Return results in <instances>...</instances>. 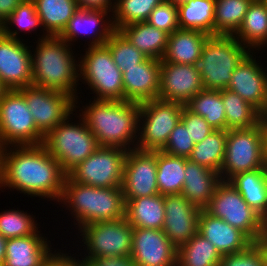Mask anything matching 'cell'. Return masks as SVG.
<instances>
[{
    "mask_svg": "<svg viewBox=\"0 0 267 266\" xmlns=\"http://www.w3.org/2000/svg\"><path fill=\"white\" fill-rule=\"evenodd\" d=\"M11 147L0 150V188L59 202L67 176L60 163L43 144Z\"/></svg>",
    "mask_w": 267,
    "mask_h": 266,
    "instance_id": "cell-1",
    "label": "cell"
},
{
    "mask_svg": "<svg viewBox=\"0 0 267 266\" xmlns=\"http://www.w3.org/2000/svg\"><path fill=\"white\" fill-rule=\"evenodd\" d=\"M36 43L31 50L32 85L68 94L75 100V109H79V57L77 61L73 46L59 36L38 38Z\"/></svg>",
    "mask_w": 267,
    "mask_h": 266,
    "instance_id": "cell-2",
    "label": "cell"
},
{
    "mask_svg": "<svg viewBox=\"0 0 267 266\" xmlns=\"http://www.w3.org/2000/svg\"><path fill=\"white\" fill-rule=\"evenodd\" d=\"M82 106L79 115L95 135L99 146L136 148L139 127V103L96 100Z\"/></svg>",
    "mask_w": 267,
    "mask_h": 266,
    "instance_id": "cell-3",
    "label": "cell"
},
{
    "mask_svg": "<svg viewBox=\"0 0 267 266\" xmlns=\"http://www.w3.org/2000/svg\"><path fill=\"white\" fill-rule=\"evenodd\" d=\"M59 205L74 218L76 229L96 222L114 221L125 217L122 186L101 188L73 182L66 176Z\"/></svg>",
    "mask_w": 267,
    "mask_h": 266,
    "instance_id": "cell-4",
    "label": "cell"
},
{
    "mask_svg": "<svg viewBox=\"0 0 267 266\" xmlns=\"http://www.w3.org/2000/svg\"><path fill=\"white\" fill-rule=\"evenodd\" d=\"M249 52L233 35H210L197 64L204 89H227L233 71Z\"/></svg>",
    "mask_w": 267,
    "mask_h": 266,
    "instance_id": "cell-5",
    "label": "cell"
},
{
    "mask_svg": "<svg viewBox=\"0 0 267 266\" xmlns=\"http://www.w3.org/2000/svg\"><path fill=\"white\" fill-rule=\"evenodd\" d=\"M74 112H77L76 109L62 123L50 130L43 140L46 150L60 163L66 174L99 147L95 135L80 115L79 122H71L73 120L70 117Z\"/></svg>",
    "mask_w": 267,
    "mask_h": 266,
    "instance_id": "cell-6",
    "label": "cell"
},
{
    "mask_svg": "<svg viewBox=\"0 0 267 266\" xmlns=\"http://www.w3.org/2000/svg\"><path fill=\"white\" fill-rule=\"evenodd\" d=\"M80 80L95 93L96 100H124L123 72L106 46H89L79 57ZM83 79V80H82Z\"/></svg>",
    "mask_w": 267,
    "mask_h": 266,
    "instance_id": "cell-7",
    "label": "cell"
},
{
    "mask_svg": "<svg viewBox=\"0 0 267 266\" xmlns=\"http://www.w3.org/2000/svg\"><path fill=\"white\" fill-rule=\"evenodd\" d=\"M261 168H267L262 121L251 128L227 130L225 156L220 171L222 181Z\"/></svg>",
    "mask_w": 267,
    "mask_h": 266,
    "instance_id": "cell-8",
    "label": "cell"
},
{
    "mask_svg": "<svg viewBox=\"0 0 267 266\" xmlns=\"http://www.w3.org/2000/svg\"><path fill=\"white\" fill-rule=\"evenodd\" d=\"M25 97L19 89L5 90L0 99V147L43 144Z\"/></svg>",
    "mask_w": 267,
    "mask_h": 266,
    "instance_id": "cell-9",
    "label": "cell"
},
{
    "mask_svg": "<svg viewBox=\"0 0 267 266\" xmlns=\"http://www.w3.org/2000/svg\"><path fill=\"white\" fill-rule=\"evenodd\" d=\"M139 127L136 149L162 150L174 127L181 120L185 105L154 99L139 104Z\"/></svg>",
    "mask_w": 267,
    "mask_h": 266,
    "instance_id": "cell-10",
    "label": "cell"
},
{
    "mask_svg": "<svg viewBox=\"0 0 267 266\" xmlns=\"http://www.w3.org/2000/svg\"><path fill=\"white\" fill-rule=\"evenodd\" d=\"M78 231L86 250L82 259L131 256L133 227L125 218L90 223Z\"/></svg>",
    "mask_w": 267,
    "mask_h": 266,
    "instance_id": "cell-11",
    "label": "cell"
},
{
    "mask_svg": "<svg viewBox=\"0 0 267 266\" xmlns=\"http://www.w3.org/2000/svg\"><path fill=\"white\" fill-rule=\"evenodd\" d=\"M127 153L128 150L121 147L99 146L67 176L73 182L94 187L122 186Z\"/></svg>",
    "mask_w": 267,
    "mask_h": 266,
    "instance_id": "cell-12",
    "label": "cell"
},
{
    "mask_svg": "<svg viewBox=\"0 0 267 266\" xmlns=\"http://www.w3.org/2000/svg\"><path fill=\"white\" fill-rule=\"evenodd\" d=\"M205 210L240 229L253 242L262 236V217L246 203L229 181H222L217 186Z\"/></svg>",
    "mask_w": 267,
    "mask_h": 266,
    "instance_id": "cell-13",
    "label": "cell"
},
{
    "mask_svg": "<svg viewBox=\"0 0 267 266\" xmlns=\"http://www.w3.org/2000/svg\"><path fill=\"white\" fill-rule=\"evenodd\" d=\"M19 90L25 97L37 129L44 136L75 110V100L66 93L33 85Z\"/></svg>",
    "mask_w": 267,
    "mask_h": 266,
    "instance_id": "cell-14",
    "label": "cell"
},
{
    "mask_svg": "<svg viewBox=\"0 0 267 266\" xmlns=\"http://www.w3.org/2000/svg\"><path fill=\"white\" fill-rule=\"evenodd\" d=\"M122 191L124 201L159 194L157 187V151L131 149L124 164Z\"/></svg>",
    "mask_w": 267,
    "mask_h": 266,
    "instance_id": "cell-15",
    "label": "cell"
},
{
    "mask_svg": "<svg viewBox=\"0 0 267 266\" xmlns=\"http://www.w3.org/2000/svg\"><path fill=\"white\" fill-rule=\"evenodd\" d=\"M24 39H14L0 32V82L6 90L32 85L31 50ZM30 47V48H29Z\"/></svg>",
    "mask_w": 267,
    "mask_h": 266,
    "instance_id": "cell-16",
    "label": "cell"
},
{
    "mask_svg": "<svg viewBox=\"0 0 267 266\" xmlns=\"http://www.w3.org/2000/svg\"><path fill=\"white\" fill-rule=\"evenodd\" d=\"M254 52L250 51L235 68L227 89L267 115V70L253 57Z\"/></svg>",
    "mask_w": 267,
    "mask_h": 266,
    "instance_id": "cell-17",
    "label": "cell"
},
{
    "mask_svg": "<svg viewBox=\"0 0 267 266\" xmlns=\"http://www.w3.org/2000/svg\"><path fill=\"white\" fill-rule=\"evenodd\" d=\"M163 232L178 250L198 232L200 208L182 194L164 196Z\"/></svg>",
    "mask_w": 267,
    "mask_h": 266,
    "instance_id": "cell-18",
    "label": "cell"
},
{
    "mask_svg": "<svg viewBox=\"0 0 267 266\" xmlns=\"http://www.w3.org/2000/svg\"><path fill=\"white\" fill-rule=\"evenodd\" d=\"M203 89L197 65L161 62L158 99L185 105Z\"/></svg>",
    "mask_w": 267,
    "mask_h": 266,
    "instance_id": "cell-19",
    "label": "cell"
},
{
    "mask_svg": "<svg viewBox=\"0 0 267 266\" xmlns=\"http://www.w3.org/2000/svg\"><path fill=\"white\" fill-rule=\"evenodd\" d=\"M130 257L137 266H177V249L163 230L133 228Z\"/></svg>",
    "mask_w": 267,
    "mask_h": 266,
    "instance_id": "cell-20",
    "label": "cell"
},
{
    "mask_svg": "<svg viewBox=\"0 0 267 266\" xmlns=\"http://www.w3.org/2000/svg\"><path fill=\"white\" fill-rule=\"evenodd\" d=\"M110 14L106 10L78 8L59 37L72 46L81 35V38L85 35V38L90 39V44L87 42L88 46H103L115 30Z\"/></svg>",
    "mask_w": 267,
    "mask_h": 266,
    "instance_id": "cell-21",
    "label": "cell"
},
{
    "mask_svg": "<svg viewBox=\"0 0 267 266\" xmlns=\"http://www.w3.org/2000/svg\"><path fill=\"white\" fill-rule=\"evenodd\" d=\"M161 60L146 58L123 71L124 100L142 103L158 99Z\"/></svg>",
    "mask_w": 267,
    "mask_h": 266,
    "instance_id": "cell-22",
    "label": "cell"
},
{
    "mask_svg": "<svg viewBox=\"0 0 267 266\" xmlns=\"http://www.w3.org/2000/svg\"><path fill=\"white\" fill-rule=\"evenodd\" d=\"M198 233L215 246L222 256L244 251L254 243L240 229L212 216L205 209L199 215Z\"/></svg>",
    "mask_w": 267,
    "mask_h": 266,
    "instance_id": "cell-23",
    "label": "cell"
},
{
    "mask_svg": "<svg viewBox=\"0 0 267 266\" xmlns=\"http://www.w3.org/2000/svg\"><path fill=\"white\" fill-rule=\"evenodd\" d=\"M45 238L37 230L32 235L7 239L2 266H42L55 253L51 241Z\"/></svg>",
    "mask_w": 267,
    "mask_h": 266,
    "instance_id": "cell-24",
    "label": "cell"
},
{
    "mask_svg": "<svg viewBox=\"0 0 267 266\" xmlns=\"http://www.w3.org/2000/svg\"><path fill=\"white\" fill-rule=\"evenodd\" d=\"M184 184L181 194L200 209H205L217 186L222 182L220 173L207 167L186 161Z\"/></svg>",
    "mask_w": 267,
    "mask_h": 266,
    "instance_id": "cell-25",
    "label": "cell"
},
{
    "mask_svg": "<svg viewBox=\"0 0 267 266\" xmlns=\"http://www.w3.org/2000/svg\"><path fill=\"white\" fill-rule=\"evenodd\" d=\"M210 35L200 30L178 29L168 37L161 62L197 65Z\"/></svg>",
    "mask_w": 267,
    "mask_h": 266,
    "instance_id": "cell-26",
    "label": "cell"
},
{
    "mask_svg": "<svg viewBox=\"0 0 267 266\" xmlns=\"http://www.w3.org/2000/svg\"><path fill=\"white\" fill-rule=\"evenodd\" d=\"M133 228L162 230L165 210L161 194L125 201V217Z\"/></svg>",
    "mask_w": 267,
    "mask_h": 266,
    "instance_id": "cell-27",
    "label": "cell"
},
{
    "mask_svg": "<svg viewBox=\"0 0 267 266\" xmlns=\"http://www.w3.org/2000/svg\"><path fill=\"white\" fill-rule=\"evenodd\" d=\"M119 31L148 58L161 60L167 48L169 34L146 21L121 27Z\"/></svg>",
    "mask_w": 267,
    "mask_h": 266,
    "instance_id": "cell-28",
    "label": "cell"
},
{
    "mask_svg": "<svg viewBox=\"0 0 267 266\" xmlns=\"http://www.w3.org/2000/svg\"><path fill=\"white\" fill-rule=\"evenodd\" d=\"M233 36L250 51L264 49L267 45V5L262 0L252 1L241 27Z\"/></svg>",
    "mask_w": 267,
    "mask_h": 266,
    "instance_id": "cell-29",
    "label": "cell"
},
{
    "mask_svg": "<svg viewBox=\"0 0 267 266\" xmlns=\"http://www.w3.org/2000/svg\"><path fill=\"white\" fill-rule=\"evenodd\" d=\"M41 20L43 35L60 36L78 10L76 0H32ZM45 33V34H44Z\"/></svg>",
    "mask_w": 267,
    "mask_h": 266,
    "instance_id": "cell-30",
    "label": "cell"
},
{
    "mask_svg": "<svg viewBox=\"0 0 267 266\" xmlns=\"http://www.w3.org/2000/svg\"><path fill=\"white\" fill-rule=\"evenodd\" d=\"M229 182L261 217L267 212V168L236 174Z\"/></svg>",
    "mask_w": 267,
    "mask_h": 266,
    "instance_id": "cell-31",
    "label": "cell"
},
{
    "mask_svg": "<svg viewBox=\"0 0 267 266\" xmlns=\"http://www.w3.org/2000/svg\"><path fill=\"white\" fill-rule=\"evenodd\" d=\"M226 116V130L247 129L258 125L263 114L229 89L221 90Z\"/></svg>",
    "mask_w": 267,
    "mask_h": 266,
    "instance_id": "cell-32",
    "label": "cell"
},
{
    "mask_svg": "<svg viewBox=\"0 0 267 266\" xmlns=\"http://www.w3.org/2000/svg\"><path fill=\"white\" fill-rule=\"evenodd\" d=\"M187 158L157 151V187L159 194H181Z\"/></svg>",
    "mask_w": 267,
    "mask_h": 266,
    "instance_id": "cell-33",
    "label": "cell"
},
{
    "mask_svg": "<svg viewBox=\"0 0 267 266\" xmlns=\"http://www.w3.org/2000/svg\"><path fill=\"white\" fill-rule=\"evenodd\" d=\"M180 29L214 35L215 0H190L177 6Z\"/></svg>",
    "mask_w": 267,
    "mask_h": 266,
    "instance_id": "cell-34",
    "label": "cell"
},
{
    "mask_svg": "<svg viewBox=\"0 0 267 266\" xmlns=\"http://www.w3.org/2000/svg\"><path fill=\"white\" fill-rule=\"evenodd\" d=\"M226 142L227 130H213L205 139L194 145L188 159L220 173L225 156Z\"/></svg>",
    "mask_w": 267,
    "mask_h": 266,
    "instance_id": "cell-35",
    "label": "cell"
},
{
    "mask_svg": "<svg viewBox=\"0 0 267 266\" xmlns=\"http://www.w3.org/2000/svg\"><path fill=\"white\" fill-rule=\"evenodd\" d=\"M185 107L192 113L202 116L215 130H226L221 90L203 89L191 98Z\"/></svg>",
    "mask_w": 267,
    "mask_h": 266,
    "instance_id": "cell-36",
    "label": "cell"
},
{
    "mask_svg": "<svg viewBox=\"0 0 267 266\" xmlns=\"http://www.w3.org/2000/svg\"><path fill=\"white\" fill-rule=\"evenodd\" d=\"M222 255L198 232L177 250V266H219Z\"/></svg>",
    "mask_w": 267,
    "mask_h": 266,
    "instance_id": "cell-37",
    "label": "cell"
},
{
    "mask_svg": "<svg viewBox=\"0 0 267 266\" xmlns=\"http://www.w3.org/2000/svg\"><path fill=\"white\" fill-rule=\"evenodd\" d=\"M253 0H215L214 35H234Z\"/></svg>",
    "mask_w": 267,
    "mask_h": 266,
    "instance_id": "cell-38",
    "label": "cell"
},
{
    "mask_svg": "<svg viewBox=\"0 0 267 266\" xmlns=\"http://www.w3.org/2000/svg\"><path fill=\"white\" fill-rule=\"evenodd\" d=\"M12 26V27H11ZM15 26L17 30L11 29ZM42 28L41 20L36 12L32 0H24L13 11V13L0 25V32L9 38L20 39L19 33L35 31Z\"/></svg>",
    "mask_w": 267,
    "mask_h": 266,
    "instance_id": "cell-39",
    "label": "cell"
},
{
    "mask_svg": "<svg viewBox=\"0 0 267 266\" xmlns=\"http://www.w3.org/2000/svg\"><path fill=\"white\" fill-rule=\"evenodd\" d=\"M164 0H115L112 23L115 30L128 24L146 21L151 11Z\"/></svg>",
    "mask_w": 267,
    "mask_h": 266,
    "instance_id": "cell-40",
    "label": "cell"
},
{
    "mask_svg": "<svg viewBox=\"0 0 267 266\" xmlns=\"http://www.w3.org/2000/svg\"><path fill=\"white\" fill-rule=\"evenodd\" d=\"M27 211L9 209L0 213V234L4 238H17L34 234L39 228L35 216ZM34 217V218H33Z\"/></svg>",
    "mask_w": 267,
    "mask_h": 266,
    "instance_id": "cell-41",
    "label": "cell"
},
{
    "mask_svg": "<svg viewBox=\"0 0 267 266\" xmlns=\"http://www.w3.org/2000/svg\"><path fill=\"white\" fill-rule=\"evenodd\" d=\"M105 45L110 49L114 63L122 72L125 68L136 66L147 58L119 30L111 33Z\"/></svg>",
    "mask_w": 267,
    "mask_h": 266,
    "instance_id": "cell-42",
    "label": "cell"
},
{
    "mask_svg": "<svg viewBox=\"0 0 267 266\" xmlns=\"http://www.w3.org/2000/svg\"><path fill=\"white\" fill-rule=\"evenodd\" d=\"M146 22L170 35L180 29L178 8L172 2L164 0L151 11Z\"/></svg>",
    "mask_w": 267,
    "mask_h": 266,
    "instance_id": "cell-43",
    "label": "cell"
},
{
    "mask_svg": "<svg viewBox=\"0 0 267 266\" xmlns=\"http://www.w3.org/2000/svg\"><path fill=\"white\" fill-rule=\"evenodd\" d=\"M195 143L190 137L188 129L184 123L180 120L170 133L169 139L165 147L161 150L167 154L189 158L192 153Z\"/></svg>",
    "mask_w": 267,
    "mask_h": 266,
    "instance_id": "cell-44",
    "label": "cell"
},
{
    "mask_svg": "<svg viewBox=\"0 0 267 266\" xmlns=\"http://www.w3.org/2000/svg\"><path fill=\"white\" fill-rule=\"evenodd\" d=\"M219 266H265L259 247L253 243L246 250L222 256Z\"/></svg>",
    "mask_w": 267,
    "mask_h": 266,
    "instance_id": "cell-45",
    "label": "cell"
},
{
    "mask_svg": "<svg viewBox=\"0 0 267 266\" xmlns=\"http://www.w3.org/2000/svg\"><path fill=\"white\" fill-rule=\"evenodd\" d=\"M181 121L188 129L195 144L201 142L215 130L202 116L192 113L185 106L181 114Z\"/></svg>",
    "mask_w": 267,
    "mask_h": 266,
    "instance_id": "cell-46",
    "label": "cell"
},
{
    "mask_svg": "<svg viewBox=\"0 0 267 266\" xmlns=\"http://www.w3.org/2000/svg\"><path fill=\"white\" fill-rule=\"evenodd\" d=\"M78 255V266H137L133 259L128 256L124 257H107V258H90V259H79Z\"/></svg>",
    "mask_w": 267,
    "mask_h": 266,
    "instance_id": "cell-47",
    "label": "cell"
},
{
    "mask_svg": "<svg viewBox=\"0 0 267 266\" xmlns=\"http://www.w3.org/2000/svg\"><path fill=\"white\" fill-rule=\"evenodd\" d=\"M76 3L79 9L106 10L111 13L115 7V0H76Z\"/></svg>",
    "mask_w": 267,
    "mask_h": 266,
    "instance_id": "cell-48",
    "label": "cell"
},
{
    "mask_svg": "<svg viewBox=\"0 0 267 266\" xmlns=\"http://www.w3.org/2000/svg\"><path fill=\"white\" fill-rule=\"evenodd\" d=\"M56 251L57 250H55V253L42 266H78L77 257H72L69 252L63 253L64 250H60V252L58 250L57 253ZM68 254H70V256Z\"/></svg>",
    "mask_w": 267,
    "mask_h": 266,
    "instance_id": "cell-49",
    "label": "cell"
},
{
    "mask_svg": "<svg viewBox=\"0 0 267 266\" xmlns=\"http://www.w3.org/2000/svg\"><path fill=\"white\" fill-rule=\"evenodd\" d=\"M24 0H0V25L13 13Z\"/></svg>",
    "mask_w": 267,
    "mask_h": 266,
    "instance_id": "cell-50",
    "label": "cell"
},
{
    "mask_svg": "<svg viewBox=\"0 0 267 266\" xmlns=\"http://www.w3.org/2000/svg\"><path fill=\"white\" fill-rule=\"evenodd\" d=\"M263 255L264 265L267 266V235H262L256 242H254Z\"/></svg>",
    "mask_w": 267,
    "mask_h": 266,
    "instance_id": "cell-51",
    "label": "cell"
},
{
    "mask_svg": "<svg viewBox=\"0 0 267 266\" xmlns=\"http://www.w3.org/2000/svg\"><path fill=\"white\" fill-rule=\"evenodd\" d=\"M6 242L7 238H4L0 234V266L3 265L6 256Z\"/></svg>",
    "mask_w": 267,
    "mask_h": 266,
    "instance_id": "cell-52",
    "label": "cell"
},
{
    "mask_svg": "<svg viewBox=\"0 0 267 266\" xmlns=\"http://www.w3.org/2000/svg\"><path fill=\"white\" fill-rule=\"evenodd\" d=\"M261 121H262V128L264 131L265 162L267 165V115H263Z\"/></svg>",
    "mask_w": 267,
    "mask_h": 266,
    "instance_id": "cell-53",
    "label": "cell"
},
{
    "mask_svg": "<svg viewBox=\"0 0 267 266\" xmlns=\"http://www.w3.org/2000/svg\"><path fill=\"white\" fill-rule=\"evenodd\" d=\"M262 235H267V212L262 217Z\"/></svg>",
    "mask_w": 267,
    "mask_h": 266,
    "instance_id": "cell-54",
    "label": "cell"
},
{
    "mask_svg": "<svg viewBox=\"0 0 267 266\" xmlns=\"http://www.w3.org/2000/svg\"><path fill=\"white\" fill-rule=\"evenodd\" d=\"M170 2H172L174 5L178 6L182 3H186L187 1H190V0H168Z\"/></svg>",
    "mask_w": 267,
    "mask_h": 266,
    "instance_id": "cell-55",
    "label": "cell"
},
{
    "mask_svg": "<svg viewBox=\"0 0 267 266\" xmlns=\"http://www.w3.org/2000/svg\"><path fill=\"white\" fill-rule=\"evenodd\" d=\"M5 90L6 89L2 86V84L0 82V99H1V97H2V95H3V93H4Z\"/></svg>",
    "mask_w": 267,
    "mask_h": 266,
    "instance_id": "cell-56",
    "label": "cell"
}]
</instances>
